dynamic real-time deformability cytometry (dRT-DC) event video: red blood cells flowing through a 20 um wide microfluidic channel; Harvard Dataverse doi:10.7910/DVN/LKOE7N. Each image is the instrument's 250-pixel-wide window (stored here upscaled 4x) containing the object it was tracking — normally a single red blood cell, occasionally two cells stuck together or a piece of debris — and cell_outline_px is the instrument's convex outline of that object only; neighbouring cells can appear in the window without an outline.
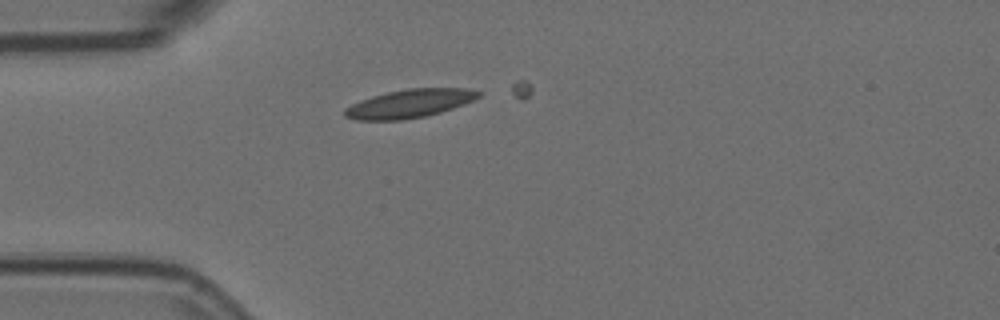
{"species": "Egyptian fruit bat (a non-hibernating species)", "species_latin": "Rousettus aegyptiacus", "temperature_condition": "room temperature", "stored_images_in_passage": 2, "camera_frame_rate_fps": 3000, "um_per_image_px": 0.085, "animal": {"sex": "female"}, "frame": {"image": 1, "passage_image": 2, "time_ms": 0.333, "image_size_px": [1000, 320], "cell_outline_px": [[484, 92], [480, 96], [464, 104], [440, 112], [424, 116], [400, 120], [356, 120], [344, 116], [344, 108], [360, 100], [372, 96], [388, 92], [408, 88], [468, 88]], "centroid_in_image_um": [34.81, 8.79], "position_along_channel_um": 50.2, "area_um2": 22.08}}